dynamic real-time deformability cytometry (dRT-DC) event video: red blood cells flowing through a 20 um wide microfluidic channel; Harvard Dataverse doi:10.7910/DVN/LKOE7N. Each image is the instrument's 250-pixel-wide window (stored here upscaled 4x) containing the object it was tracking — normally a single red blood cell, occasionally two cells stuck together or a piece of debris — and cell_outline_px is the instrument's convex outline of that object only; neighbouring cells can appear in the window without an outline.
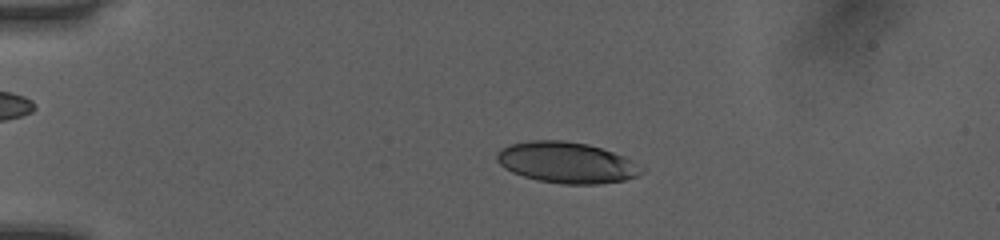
{"species": "human", "species_latin": "Homo sapiens", "temperature_condition": "room temperature", "stored_images_in_passage": 52, "camera_frame_rate_fps": 3000, "um_per_image_px": 0.085, "donor": {"sex": "female"}, "frame": {"image": 1, "passage_image": 13, "time_ms": 4.0, "image_size_px": [1000, 240], "cell_outline_px": [[644, 172], [636, 176], [624, 180], [600, 184], [564, 184], [536, 180], [512, 172], [504, 168], [496, 160], [496, 152], [500, 148], [508, 144], [528, 140], [564, 140], [588, 144], [624, 156], [632, 160], [644, 168]], "centroid_in_image_um": [48.13, 13.81], "position_along_channel_um": 36.9, "area_um2": 34.85}}
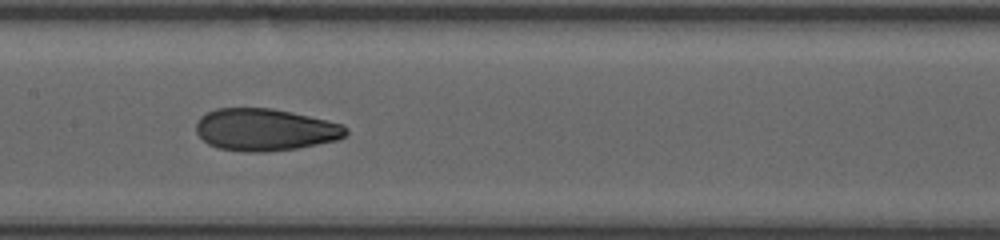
{"frame": {"image": 2, "passage_image": 28, "time_ms": 9.0, "image_size_px": [1000, 240], "cell_outline_px": [[348, 132], [344, 136], [336, 140], [296, 148], [264, 152], [244, 152], [220, 148], [208, 144], [196, 132], [196, 120], [200, 116], [216, 108], [272, 108], [292, 112], [344, 124], [348, 128]], "centroid_in_image_um": [22.52, 11.01], "position_along_channel_um": 184.9, "area_um2": 36.82}}
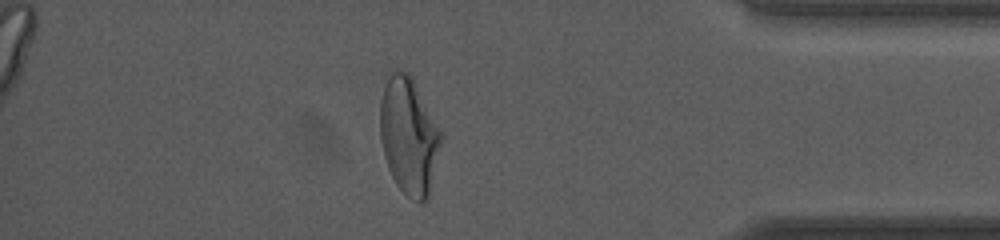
{"frame": {"image": 3, "passage_image": 46, "time_ms": 15.0, "image_size_px": [1000, 240], "cell_outline_px": [[444, 136], [428, 200], [420, 204], [412, 200], [396, 184], [388, 168], [384, 156], [380, 140], [380, 100], [388, 72], [392, 68], [408, 72], [412, 76], [440, 128]], "centroid_in_image_um": [34.77, 11.54], "position_along_channel_um": 400.4, "area_um2": 42.43}, "authors_computed_cell_mechanics": {"area_um2": 36.6163, "velocity_mm_per_s": 4.0636, "shape_relaxation_time_tau1_ms": 6.2866, "shape_relaxation_time_tau2_ms": 1.3106, "deformation_change_tau1": 0.2015, "deformation_change_tau2": 0.0748}}